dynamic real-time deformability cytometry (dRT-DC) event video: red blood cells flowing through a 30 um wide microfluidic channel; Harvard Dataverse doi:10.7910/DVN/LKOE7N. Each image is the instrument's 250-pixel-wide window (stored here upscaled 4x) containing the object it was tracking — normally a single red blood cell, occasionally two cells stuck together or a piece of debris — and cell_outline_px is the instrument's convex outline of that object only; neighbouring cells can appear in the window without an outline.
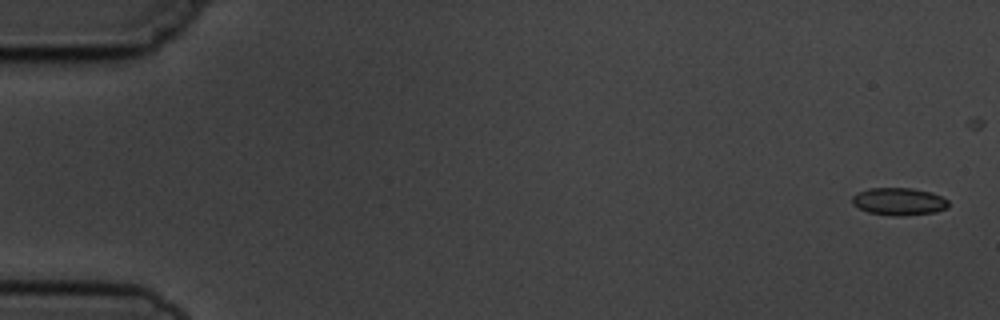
{"species": "common noctule bat (a hibernating species)", "species_latin": "Nyctalus noctula", "temperature_condition": "cold", "stored_images_in_passage": 8, "camera_frame_rate_fps": 3000, "um_per_image_px": 0.085, "animal": {"sex": "male", "body_mass_g": 19.5, "forearm_length_mm": 54.6}, "frame": {"image": 1, "passage_image": 1, "time_ms": 0.0, "image_size_px": [1000, 320], "cell_outline_px": [[948, 208], [936, 212], [900, 216], [892, 216], [868, 212], [852, 204], [852, 196], [856, 192], [868, 188], [912, 188], [932, 192], [948, 200]], "centroid_in_image_um": [76.4, 17.12], "position_along_channel_um": 8.6, "area_um2": 15.55}}
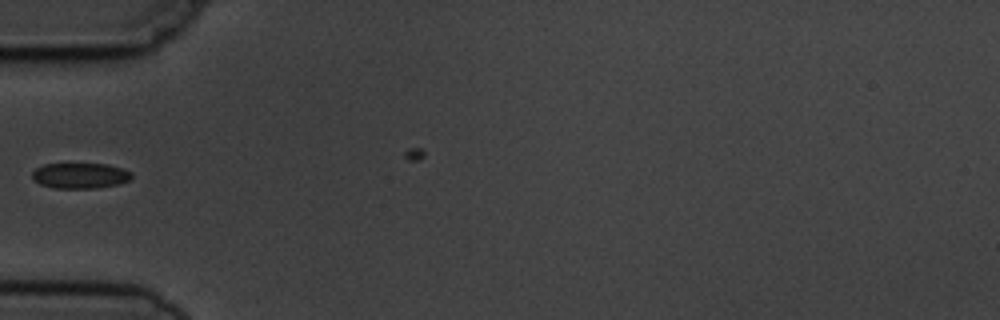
{"frame": {"image": 2, "passage_image": 6, "time_ms": 5.667, "image_size_px": [1000, 320], "cell_outline_px": [[132, 176], [128, 180], [120, 184], [96, 188], [52, 188], [40, 184], [32, 176], [32, 172], [36, 168], [44, 164], [108, 164], [132, 172]], "centroid_in_image_um": [6.82, 14.93], "position_along_channel_um": 78.2, "area_um2": 14.74}}
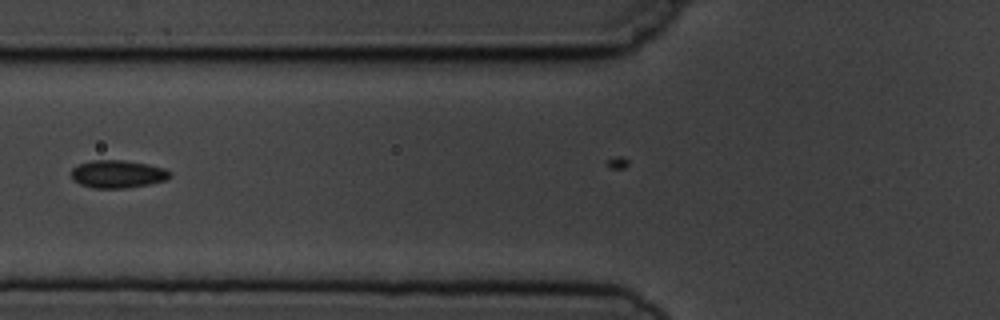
{"frame": {"image": 3, "passage_image": 7, "time_ms": 6.667, "image_size_px": [1000, 320], "cell_outline_px": [[172, 176], [168, 180], [128, 188], [92, 188], [80, 184], [72, 180], [72, 168], [80, 164], [92, 160], [124, 160], [148, 164], [164, 168], [172, 172]], "centroid_in_image_um": [10.04, 14.8], "position_along_channel_um": 115.8, "area_um2": 16.13}}